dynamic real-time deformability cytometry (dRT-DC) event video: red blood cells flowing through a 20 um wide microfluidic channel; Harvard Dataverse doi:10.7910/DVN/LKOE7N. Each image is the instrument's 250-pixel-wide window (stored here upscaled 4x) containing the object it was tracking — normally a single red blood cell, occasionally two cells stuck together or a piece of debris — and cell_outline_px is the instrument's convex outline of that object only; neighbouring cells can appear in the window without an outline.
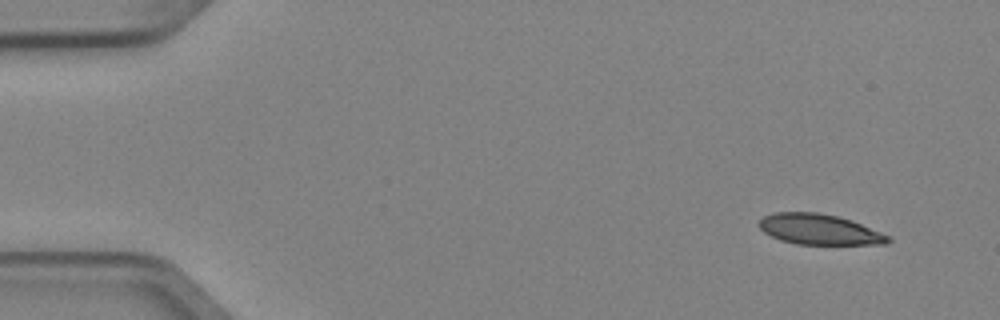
{"species": "Egyptian fruit bat (a non-hibernating species)", "species_latin": "Rousettus aegyptiacus", "temperature_condition": "cold", "stored_images_in_passage": 4, "camera_frame_rate_fps": 3000, "um_per_image_px": 0.085, "animal": {"sex": "female"}, "frame": {"image": 1, "passage_image": 1, "time_ms": 0.0, "image_size_px": [1000, 320], "cell_outline_px": [[892, 240], [884, 244], [796, 244], [780, 240], [764, 232], [756, 224], [764, 216], [772, 212], [816, 212], [836, 216], [852, 220], [892, 236]], "centroid_in_image_um": [69.65, 19.49], "position_along_channel_um": 15.4, "area_um2": 23.06}}
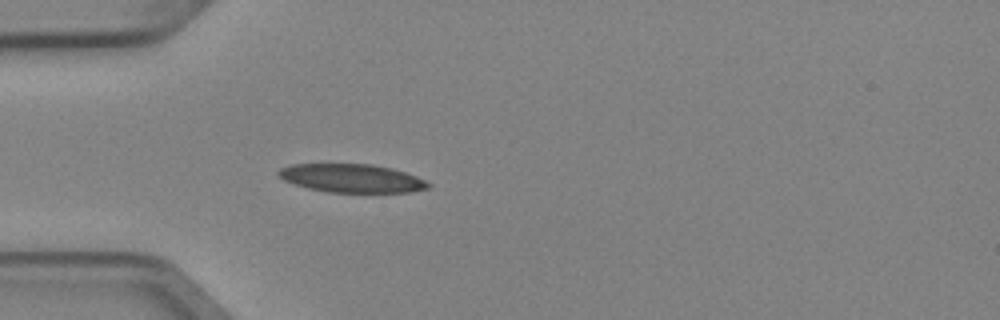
{"frame": {"image": 2, "passage_image": 4, "time_ms": 1.0, "image_size_px": [1000, 320], "cell_outline_px": [[432, 184], [428, 188], [412, 192], [328, 192], [308, 188], [284, 180], [276, 172], [280, 168], [292, 164], [372, 164], [392, 168], [416, 176]], "centroid_in_image_um": [29.91, 15.15], "position_along_channel_um": 55.1, "area_um2": 24.68}}